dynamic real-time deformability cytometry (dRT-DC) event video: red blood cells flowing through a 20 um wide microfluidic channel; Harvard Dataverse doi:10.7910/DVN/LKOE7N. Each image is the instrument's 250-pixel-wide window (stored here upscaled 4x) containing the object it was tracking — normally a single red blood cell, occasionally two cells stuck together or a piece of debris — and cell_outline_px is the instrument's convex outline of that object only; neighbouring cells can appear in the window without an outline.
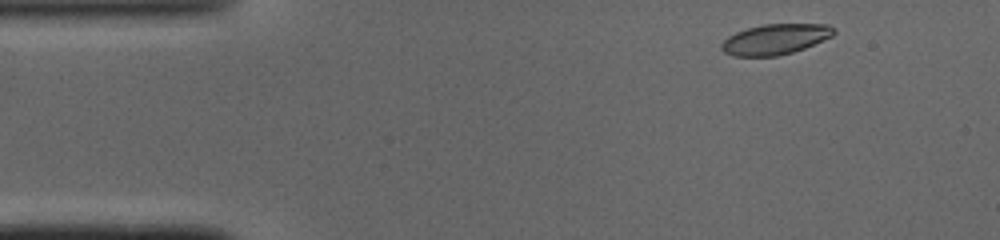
{"species": "common noctule bat (a hibernating species)", "species_latin": "Nyctalus noctula", "temperature_condition": "cold", "stored_images_in_passage": 43, "camera_frame_rate_fps": 3000, "um_per_image_px": 0.085, "animal": {"sex": "male", "body_mass_g": 19.0, "forearm_length_mm": 50.8}, "frame": {"image": 1, "passage_image": 2, "time_ms": 0.333, "image_size_px": [1000, 240], "cell_outline_px": [[836, 32], [832, 36], [804, 48], [792, 52], [776, 56], [732, 56], [724, 52], [720, 48], [720, 44], [728, 36], [736, 32], [748, 28], [764, 24], [828, 24]], "centroid_in_image_um": [65.86, 3.34], "position_along_channel_um": 19.1, "area_um2": 19.83}}
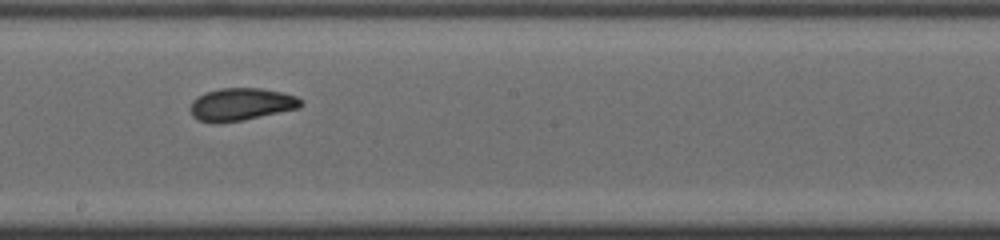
{"frame": {"image": 2, "passage_image": 23, "time_ms": 7.333, "image_size_px": [1000, 240], "cell_outline_px": [[304, 104], [300, 108], [244, 120], [216, 124], [196, 120], [192, 116], [188, 108], [192, 100], [204, 92], [220, 88], [260, 88], [280, 92], [296, 96], [304, 100]], "centroid_in_image_um": [20.47, 8.88], "position_along_channel_um": 227.7, "area_um2": 21.44}}
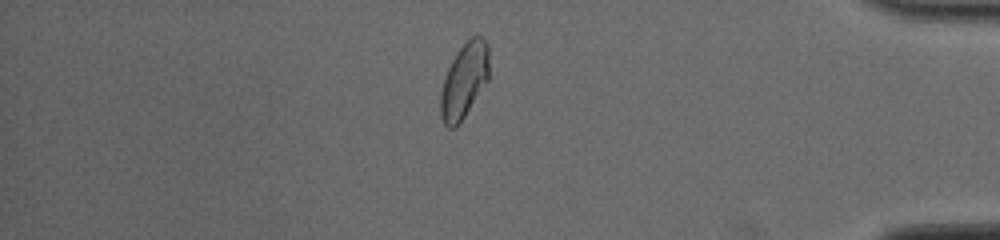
{"frame": {"image": 3, "passage_image": 38, "time_ms": 12.333, "image_size_px": [1000, 240], "cell_outline_px": [[488, 80], [464, 116], [452, 128], [448, 128], [444, 124], [440, 116], [440, 92], [448, 68], [456, 52], [472, 36], [480, 36], [488, 44]], "centroid_in_image_um": [39.44, 6.84], "position_along_channel_um": 395.8, "area_um2": 20.81}, "authors_computed_cell_mechanics": {"area_um2": 21.0392, "velocity_mm_per_s": 4.0831, "shape_relaxation_time_tau1_ms": 5.9702, "shape_relaxation_time_tau2_ms": 1.3292, "deformation_change_tau1": 0.1613, "deformation_change_tau2": 0.056}}